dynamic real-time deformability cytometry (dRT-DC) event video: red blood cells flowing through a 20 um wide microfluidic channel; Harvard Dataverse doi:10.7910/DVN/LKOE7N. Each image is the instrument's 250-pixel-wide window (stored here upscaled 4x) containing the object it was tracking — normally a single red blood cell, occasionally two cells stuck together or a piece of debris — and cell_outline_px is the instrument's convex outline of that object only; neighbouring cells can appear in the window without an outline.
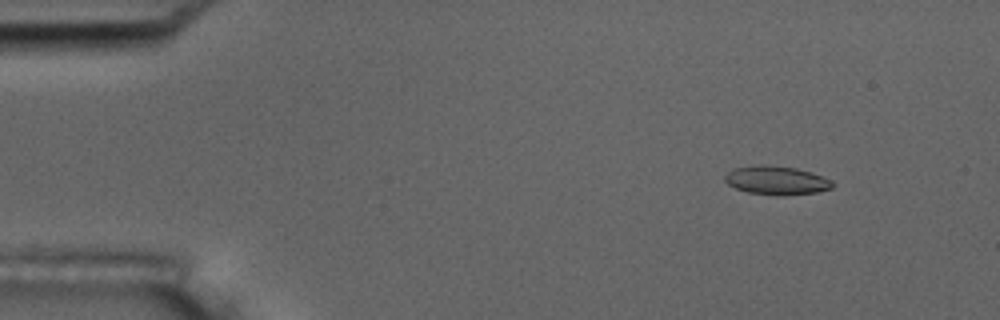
{"species": "common noctule bat (a hibernating species)", "species_latin": "Nyctalus noctula", "temperature_condition": "room temperature", "stored_images_in_passage": 55, "camera_frame_rate_fps": 3000, "um_per_image_px": 0.085, "animal": {"sex": "male", "body_mass_g": 17.5, "forearm_length_mm": 52.3}, "frame": {"image": 1, "passage_image": 7, "time_ms": 2.0, "image_size_px": [1000, 320], "cell_outline_px": [[832, 188], [816, 192], [780, 196], [776, 196], [748, 192], [736, 188], [728, 184], [724, 180], [724, 176], [732, 168], [760, 164], [796, 168], [820, 176], [828, 180], [832, 184]], "centroid_in_image_um": [65.92, 15.33], "position_along_channel_um": 19.1, "area_um2": 17.74}}
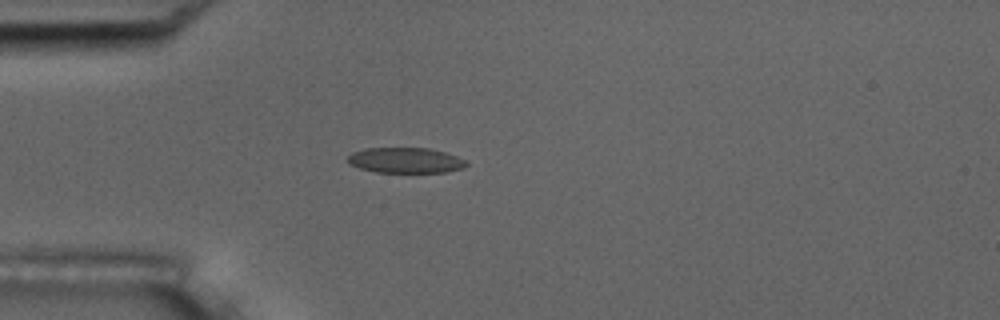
{"frame": {"image": 2, "passage_image": 16, "time_ms": 5.0, "image_size_px": [1000, 320], "cell_outline_px": [[468, 164], [464, 168], [448, 172], [376, 172], [360, 168], [348, 164], [348, 156], [352, 152], [364, 148], [428, 148], [444, 152], [468, 160]], "centroid_in_image_um": [34.48, 13.63], "position_along_channel_um": 50.5, "area_um2": 17.69}}
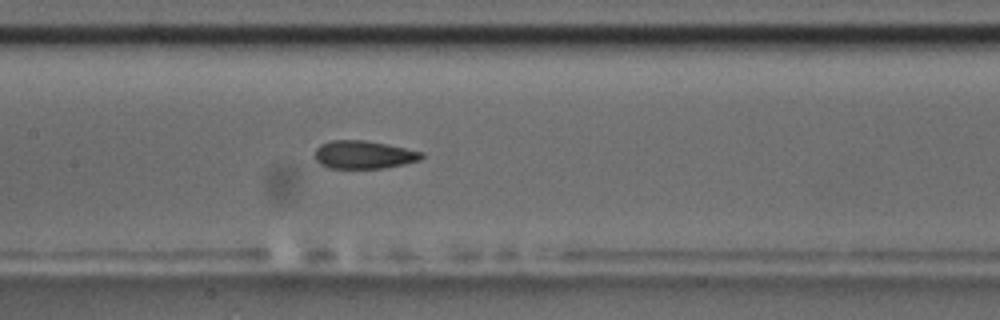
{"frame": {"image": 3, "passage_image": 27, "time_ms": 8.667, "image_size_px": [1000, 320], "cell_outline_px": [[424, 156], [420, 160], [404, 164], [384, 168], [328, 168], [320, 164], [316, 160], [316, 148], [320, 144], [332, 140], [364, 140], [388, 144], [424, 152]], "centroid_in_image_um": [30.94, 13.15], "position_along_channel_um": 176.5, "area_um2": 17.51}, "authors_computed_cell_mechanics": {"area_um2": 17.7446, "velocity_mm_per_s": 3.7232, "shape_relaxation_time_tau1_ms": null, "shape_relaxation_time_tau2_ms": 1.8795, "deformation_change_tau1": null, "deformation_change_tau2": 0.0684}}